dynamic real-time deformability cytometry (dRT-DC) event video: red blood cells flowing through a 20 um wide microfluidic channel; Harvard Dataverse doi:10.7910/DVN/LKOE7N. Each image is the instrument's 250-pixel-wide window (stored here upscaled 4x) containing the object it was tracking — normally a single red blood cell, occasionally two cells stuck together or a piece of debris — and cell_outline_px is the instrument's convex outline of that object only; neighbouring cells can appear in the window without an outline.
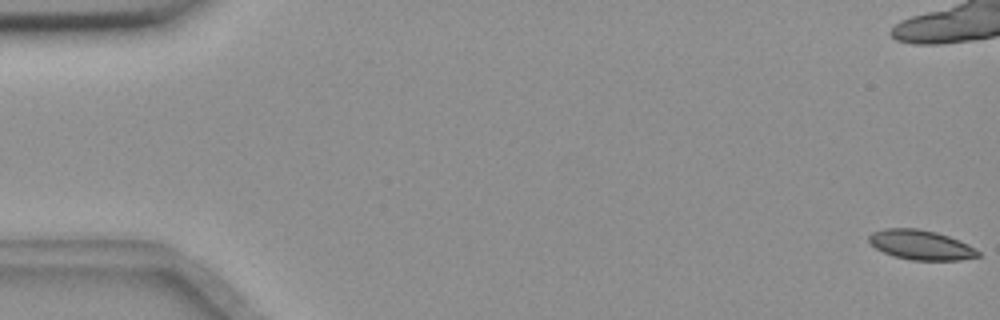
{"species": "common noctule bat (a hibernating species)", "species_latin": "Nyctalus noctula", "temperature_condition": "room temperature", "stored_images_in_passage": 34, "camera_frame_rate_fps": 3000, "um_per_image_px": 0.085, "animal": {"sex": "female", "body_mass_g": 18.4}, "frame": {"image": 1, "passage_image": 1, "time_ms": 0.0, "image_size_px": [1000, 320], "cell_outline_px": [[980, 256], [960, 260], [912, 260], [896, 256], [884, 252], [876, 248], [868, 240], [868, 236], [872, 232], [884, 228], [916, 228], [936, 232], [960, 240], [968, 244], [980, 252]], "centroid_in_image_um": [78.28, 20.81], "position_along_channel_um": 6.7, "area_um2": 18.79}}